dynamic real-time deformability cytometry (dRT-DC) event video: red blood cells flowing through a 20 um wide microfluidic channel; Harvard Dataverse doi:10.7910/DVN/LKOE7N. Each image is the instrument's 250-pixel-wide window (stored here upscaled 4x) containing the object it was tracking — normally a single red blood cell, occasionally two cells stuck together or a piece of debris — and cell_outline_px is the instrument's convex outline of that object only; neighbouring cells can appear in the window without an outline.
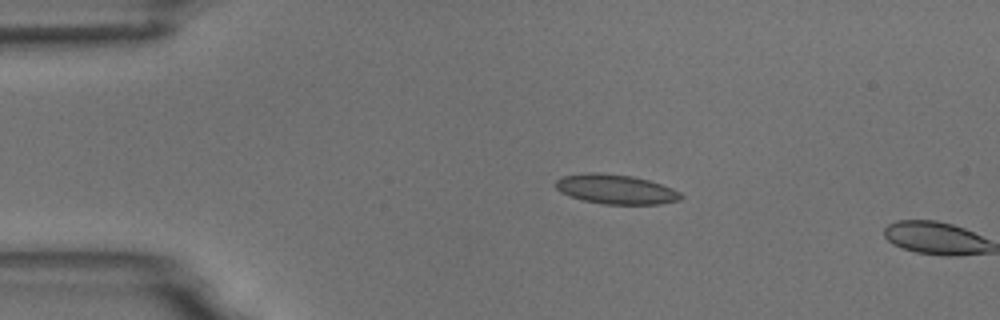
{"species": "common noctule bat (a hibernating species)", "species_latin": "Nyctalus noctula", "temperature_condition": "room temperature", "stored_images_in_passage": 3, "camera_frame_rate_fps": 3000, "um_per_image_px": 0.085, "animal": {"sex": "male", "body_mass_g": 18.8}, "frame": {"image": 1, "passage_image": 2, "time_ms": 2.0, "image_size_px": [1000, 320], "cell_outline_px": [[684, 196], [680, 200], [660, 204], [604, 204], [584, 200], [560, 192], [556, 188], [556, 180], [564, 176], [584, 172], [596, 172], [632, 176], [648, 180], [672, 188], [680, 192]], "centroid_in_image_um": [52.36, 16.08], "position_along_channel_um": 32.6, "area_um2": 21.44}}